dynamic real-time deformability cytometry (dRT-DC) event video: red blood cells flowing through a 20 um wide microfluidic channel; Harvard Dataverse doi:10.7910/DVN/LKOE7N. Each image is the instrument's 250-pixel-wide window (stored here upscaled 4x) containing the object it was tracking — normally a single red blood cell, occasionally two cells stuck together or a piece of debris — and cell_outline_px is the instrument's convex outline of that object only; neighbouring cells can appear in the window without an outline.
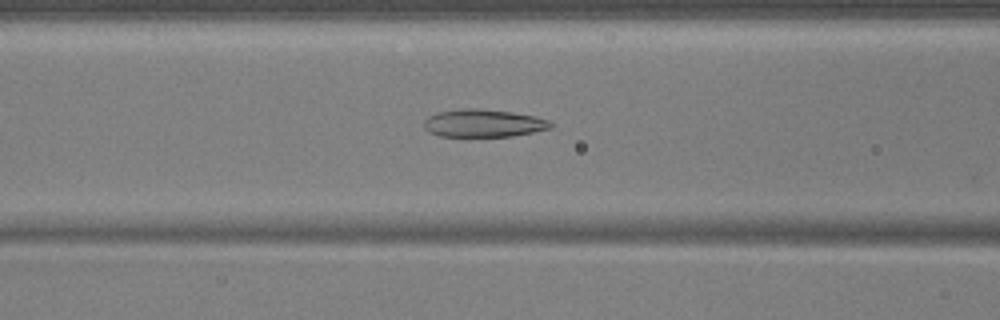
{"species": "common noctule bat (a hibernating species)", "species_latin": "Nyctalus noctula", "temperature_condition": "warm", "stored_images_in_passage": 55, "camera_frame_rate_fps": 3000, "um_per_image_px": 0.085, "animal": {"sex": "male", "body_mass_g": 17.9, "forearm_length_mm": 54.2}, "frame": {"image": 1, "passage_image": 23, "time_ms": 7.333, "image_size_px": [1000, 320], "cell_outline_px": [[556, 124], [552, 128], [512, 136], [440, 136], [428, 132], [424, 128], [424, 120], [428, 116], [436, 112], [468, 108], [480, 108], [512, 112], [536, 116], [548, 120]], "centroid_in_image_um": [41.1, 10.46], "position_along_channel_um": 125.5, "area_um2": 20.63}}
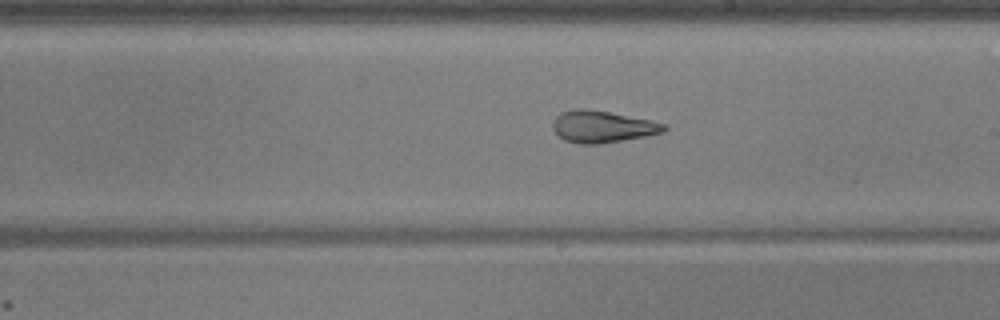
{"frame": {"image": 2, "passage_image": 32, "time_ms": 10.333, "image_size_px": [1000, 320], "cell_outline_px": [[668, 128], [664, 132], [644, 136], [600, 144], [580, 144], [564, 140], [552, 128], [552, 124], [556, 116], [560, 112], [576, 108], [584, 108], [608, 112], [652, 120], [668, 124]], "centroid_in_image_um": [51.21, 10.76], "position_along_channel_um": 237.8, "area_um2": 20.69}}
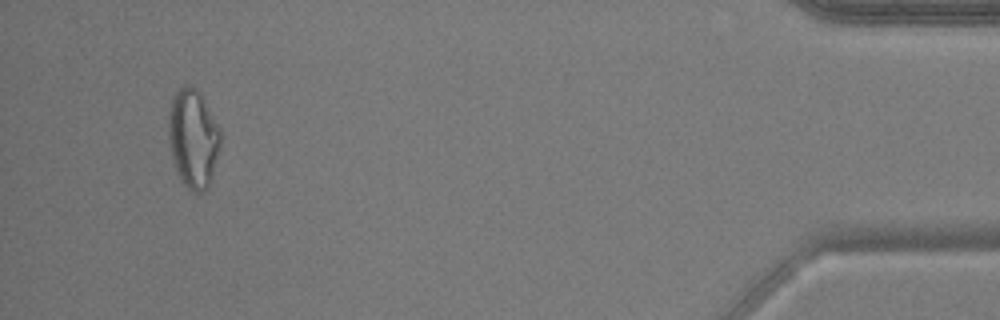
{"frame": {"image": 3, "passage_image": 52, "time_ms": 17.0, "image_size_px": [1000, 320], "cell_outline_px": [[220, 144], [212, 176], [208, 188], [204, 192], [192, 192], [184, 184], [176, 168], [172, 156], [168, 140], [168, 112], [172, 96], [184, 84], [192, 84], [200, 92], [220, 128]], "centroid_in_image_um": [16.4, 11.72], "position_along_channel_um": 418.8, "area_um2": 30.0}, "authors_computed_cell_mechanics": {"area_um2": 23.5246, "velocity_mm_per_s": 3.7426, "shape_relaxation_time_tau1_ms": null, "shape_relaxation_time_tau2_ms": 2.3125, "deformation_change_tau1": null, "deformation_change_tau2": 0.0931}}